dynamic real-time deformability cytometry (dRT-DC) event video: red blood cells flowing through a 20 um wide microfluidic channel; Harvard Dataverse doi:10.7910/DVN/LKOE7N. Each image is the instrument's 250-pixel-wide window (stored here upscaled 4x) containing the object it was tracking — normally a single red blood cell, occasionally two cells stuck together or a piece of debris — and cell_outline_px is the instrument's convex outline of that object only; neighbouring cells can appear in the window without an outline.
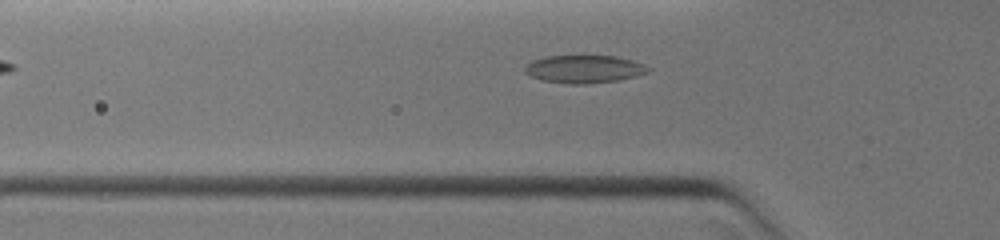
{"species": "common noctule bat (a hibernating species)", "species_latin": "Nyctalus noctula", "temperature_condition": "warm", "stored_images_in_passage": 6, "camera_frame_rate_fps": 3000, "um_per_image_px": 0.085, "animal": {"sex": "female", "body_mass_g": 19.0, "forearm_length_mm": 51.5}, "frame": {"image": 1, "passage_image": 2, "time_ms": 0.333, "image_size_px": [1000, 240], "cell_outline_px": [[652, 68], [648, 72], [616, 80], [588, 84], [572, 84], [540, 80], [524, 72], [524, 68], [532, 60], [544, 56], [616, 56], [632, 60], [644, 64]], "centroid_in_image_um": [49.63, 5.86], "position_along_channel_um": 76.2, "area_um2": 19.88}}
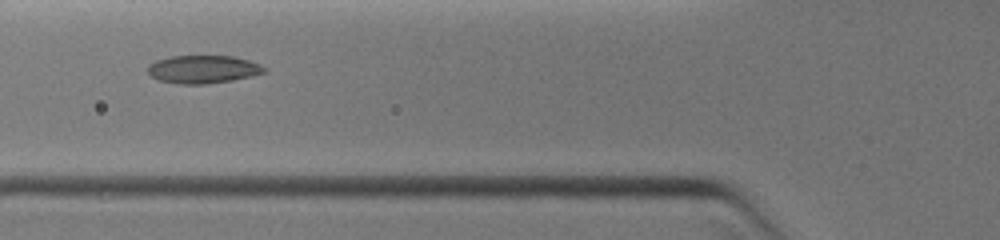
{"frame": {"image": 2, "passage_image": 5, "time_ms": 1.0, "image_size_px": [1000, 240], "cell_outline_px": [[268, 72], [252, 76], [232, 80], [204, 84], [180, 84], [160, 80], [152, 76], [148, 72], [148, 68], [156, 60], [172, 56], [232, 56], [248, 60], [260, 64]], "centroid_in_image_um": [17.3, 5.89], "position_along_channel_um": 108.5, "area_um2": 18.79}}